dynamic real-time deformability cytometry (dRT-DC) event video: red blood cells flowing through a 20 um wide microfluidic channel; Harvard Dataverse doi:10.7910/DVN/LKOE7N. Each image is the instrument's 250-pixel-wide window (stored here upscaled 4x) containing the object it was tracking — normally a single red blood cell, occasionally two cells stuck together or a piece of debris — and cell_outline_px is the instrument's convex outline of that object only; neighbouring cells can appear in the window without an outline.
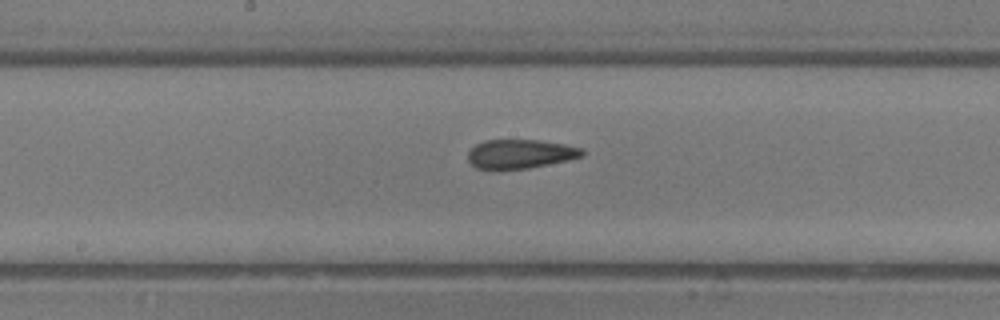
{"species": "common noctule bat (a hibernating species)", "species_latin": "Nyctalus noctula", "temperature_condition": "room temperature", "stored_images_in_passage": 10, "segment_of_instrument_passage": [2, 2], "camera_frame_rate_fps": 3000, "um_per_image_px": 0.085, "animal": {"sex": "male", "body_mass_g": 13.3}, "frame": {"image": 1, "passage_image": 10, "time_ms": 3.0, "image_size_px": [1000, 320], "cell_outline_px": [[584, 156], [568, 160], [528, 168], [476, 168], [468, 160], [468, 152], [476, 144], [484, 140], [540, 140], [564, 144], [584, 148]], "centroid_in_image_um": [44.26, 13.06], "position_along_channel_um": 203.9, "area_um2": 19.13}}